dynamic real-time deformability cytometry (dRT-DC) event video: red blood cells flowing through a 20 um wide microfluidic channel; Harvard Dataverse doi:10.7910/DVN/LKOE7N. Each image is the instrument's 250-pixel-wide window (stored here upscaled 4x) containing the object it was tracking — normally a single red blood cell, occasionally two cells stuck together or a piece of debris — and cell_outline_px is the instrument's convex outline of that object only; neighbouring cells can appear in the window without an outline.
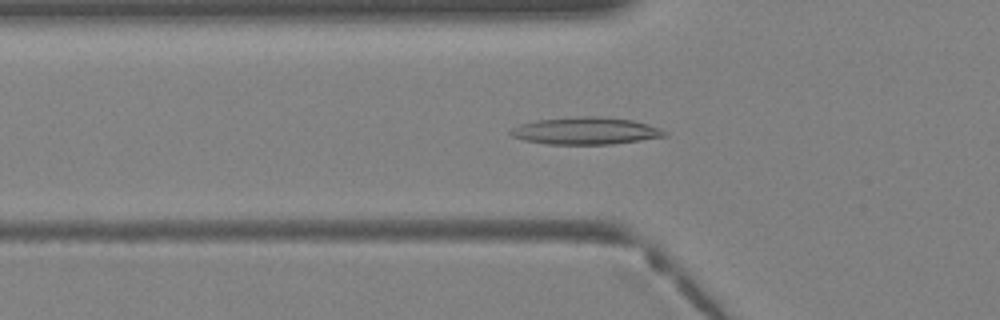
{"species": "Egyptian fruit bat (a non-hibernating species)", "species_latin": "Rousettus aegyptiacus", "temperature_condition": "warm", "stored_images_in_passage": 40, "segment_of_instrument_passage": [1, 2], "camera_frame_rate_fps": 3000, "um_per_image_px": 0.085, "animal": {"sex": "female"}, "frame": {"image": 1, "passage_image": 13, "time_ms": 4.0, "image_size_px": [1000, 320], "cell_outline_px": [[668, 136], [612, 144], [548, 144], [524, 140], [512, 136], [508, 132], [512, 128], [520, 124], [536, 120], [580, 116], [600, 116], [632, 120], [648, 124], [660, 128]], "centroid_in_image_um": [49.77, 11.12], "position_along_channel_um": 76.0, "area_um2": 24.33}}
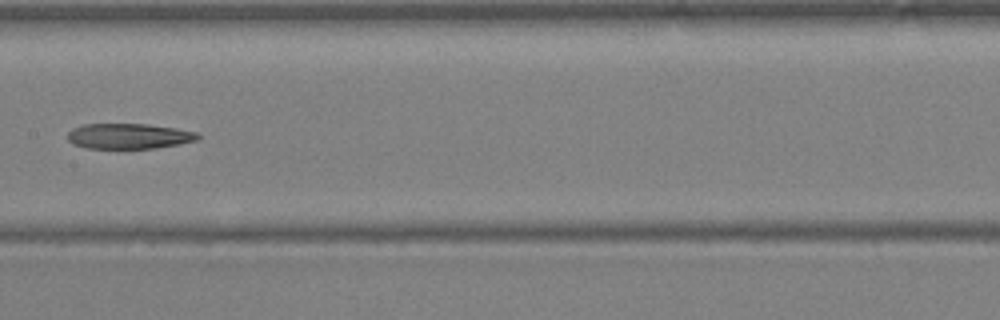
{"frame": {"image": 2, "passage_image": 20, "time_ms": 6.333, "image_size_px": [1000, 320], "cell_outline_px": [[200, 140], [180, 144], [156, 148], [88, 148], [72, 144], [68, 140], [68, 132], [72, 128], [84, 124], [148, 124], [176, 128], [196, 132], [200, 136]], "centroid_in_image_um": [10.97, 11.57], "position_along_channel_um": 196.4, "area_um2": 19.36}}
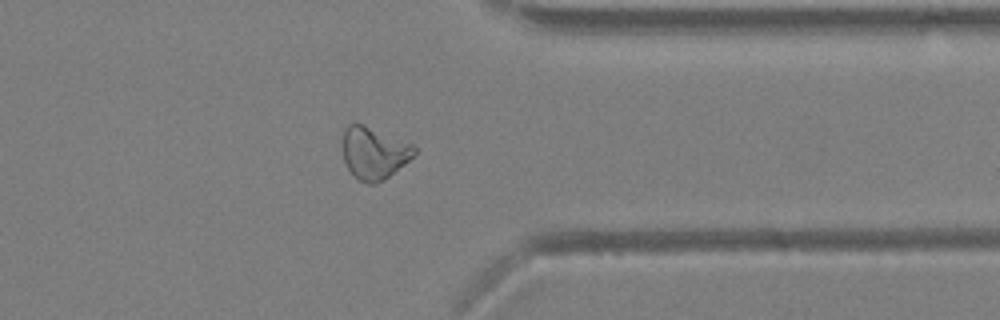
{"frame": {"image": 3, "passage_image": 31, "time_ms": 10.0, "image_size_px": [1000, 320], "cell_outline_px": [[416, 152], [404, 164], [384, 180], [376, 184], [368, 184], [360, 180], [348, 168], [344, 160], [344, 128], [348, 124], [364, 124], [412, 144], [416, 148]], "centroid_in_image_um": [31.8, 13.0], "position_along_channel_um": 379.6, "area_um2": 21.39}}